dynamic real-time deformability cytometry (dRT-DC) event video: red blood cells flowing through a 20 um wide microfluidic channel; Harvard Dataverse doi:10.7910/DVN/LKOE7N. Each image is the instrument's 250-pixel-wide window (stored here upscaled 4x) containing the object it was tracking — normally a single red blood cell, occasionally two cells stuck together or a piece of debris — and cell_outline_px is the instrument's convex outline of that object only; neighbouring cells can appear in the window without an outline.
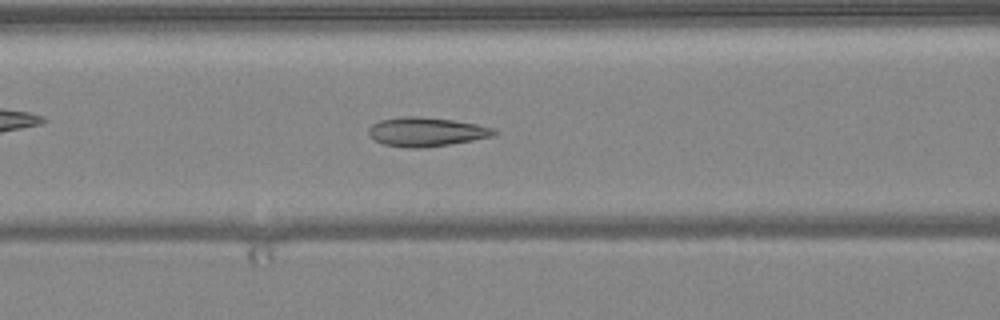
{"species": "common noctule bat (a hibernating species)", "species_latin": "Nyctalus noctula", "temperature_condition": "warm", "stored_images_in_passage": 50, "camera_frame_rate_fps": 3000, "um_per_image_px": 0.085, "animal": {"sex": "female", "body_mass_g": 24.6, "forearm_length_mm": 56.2}, "frame": {"image": 1, "passage_image": 20, "time_ms": 6.333, "image_size_px": [1000, 320], "cell_outline_px": [[496, 132], [492, 136], [472, 140], [424, 148], [408, 148], [384, 144], [368, 136], [368, 128], [372, 124], [380, 120], [404, 116], [420, 116], [452, 120], [476, 124], [492, 128]], "centroid_in_image_um": [36.17, 11.2], "position_along_channel_um": 130.4, "area_um2": 21.04}}
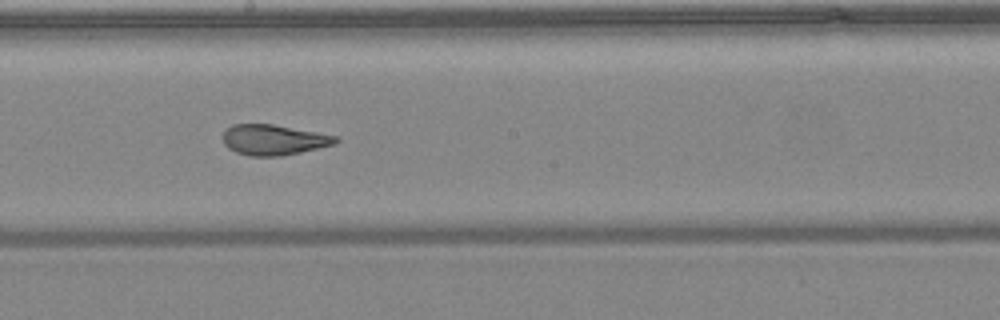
{"frame": {"image": 2, "passage_image": 27, "time_ms": 8.667, "image_size_px": [1000, 320], "cell_outline_px": [[340, 140], [336, 144], [300, 152], [280, 156], [248, 156], [236, 152], [228, 148], [224, 144], [224, 132], [232, 124], [272, 124], [336, 136]], "centroid_in_image_um": [23.26, 11.89], "position_along_channel_um": 224.9, "area_um2": 19.83}}
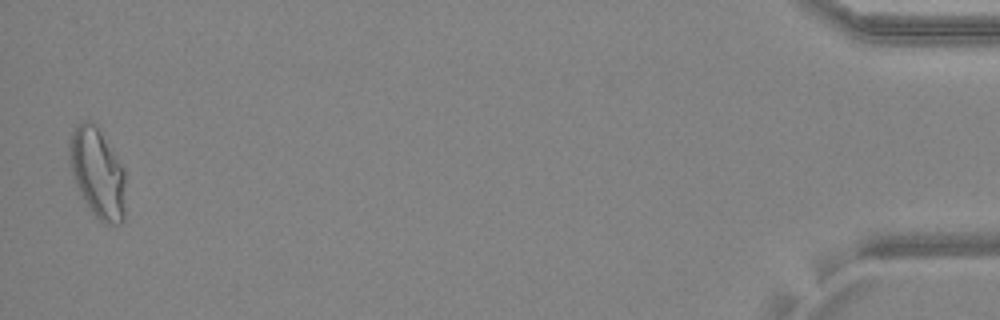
{"frame": {"image": 3, "passage_image": 49, "time_ms": 16.0, "image_size_px": [1000, 320], "cell_outline_px": [[124, 220], [120, 224], [104, 224], [92, 212], [84, 200], [76, 184], [72, 172], [68, 156], [68, 144], [72, 132], [84, 120], [88, 120], [100, 132], [124, 168]], "centroid_in_image_um": [8.28, 14.74], "position_along_channel_um": 426.9, "area_um2": 28.78}, "authors_computed_cell_mechanics": {"area_um2": 22.253, "velocity_mm_per_s": 4.0596, "shape_relaxation_time_tau1_ms": null, "shape_relaxation_time_tau2_ms": 1.2648, "deformation_change_tau1": null, "deformation_change_tau2": 0.0662}}